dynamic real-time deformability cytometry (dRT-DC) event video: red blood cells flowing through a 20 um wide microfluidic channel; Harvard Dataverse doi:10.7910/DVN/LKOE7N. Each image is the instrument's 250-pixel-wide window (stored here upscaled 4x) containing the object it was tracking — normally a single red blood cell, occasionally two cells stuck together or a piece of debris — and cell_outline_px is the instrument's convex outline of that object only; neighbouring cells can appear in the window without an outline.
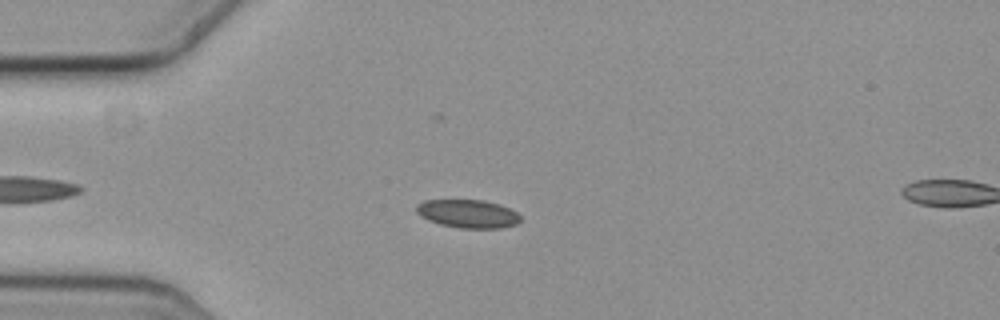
{"species": "common noctule bat (a hibernating species)", "species_latin": "Nyctalus noctula", "temperature_condition": "cold", "stored_images_in_passage": 53, "segment_of_instrument_passage": [1, 2], "camera_frame_rate_fps": 3000, "um_per_image_px": 0.085, "animal": {"sex": "female", "body_mass_g": 19.3, "forearm_length_mm": 54.1}, "frame": {"image": 1, "passage_image": 9, "time_ms": 2.667, "image_size_px": [1000, 320], "cell_outline_px": [[520, 220], [516, 224], [500, 228], [460, 228], [440, 224], [428, 220], [420, 216], [416, 212], [416, 204], [424, 200], [484, 200], [500, 204], [516, 212], [520, 216]], "centroid_in_image_um": [39.74, 18.16], "position_along_channel_um": 45.3, "area_um2": 17.17}}
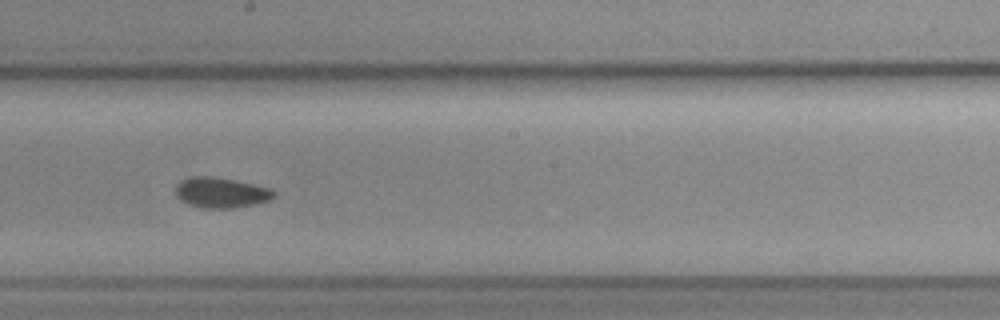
{"frame": {"image": 2, "passage_image": 26, "time_ms": 8.333, "image_size_px": [1000, 320], "cell_outline_px": [[276, 196], [268, 200], [256, 204], [232, 208], [204, 208], [188, 204], [180, 200], [176, 196], [176, 184], [180, 180], [192, 176], [212, 176], [236, 180], [272, 188], [276, 192]], "centroid_in_image_um": [18.79, 16.36], "position_along_channel_um": 229.4, "area_um2": 17.63}}
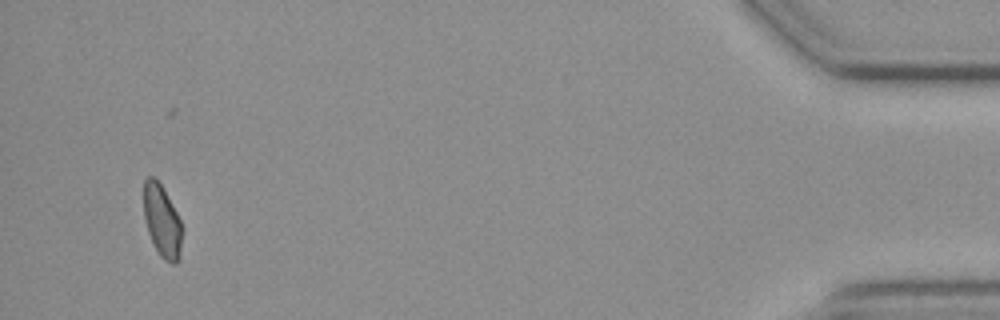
{"frame": {"image": 3, "passage_image": 49, "time_ms": 16.0, "image_size_px": [1000, 320], "cell_outline_px": [[180, 256], [176, 264], [172, 264], [164, 260], [160, 256], [148, 232], [144, 220], [144, 180], [148, 176], [152, 176], [160, 184], [176, 212], [180, 220]], "centroid_in_image_um": [13.74, 18.8], "position_along_channel_um": 421.5, "area_um2": 15.66}}